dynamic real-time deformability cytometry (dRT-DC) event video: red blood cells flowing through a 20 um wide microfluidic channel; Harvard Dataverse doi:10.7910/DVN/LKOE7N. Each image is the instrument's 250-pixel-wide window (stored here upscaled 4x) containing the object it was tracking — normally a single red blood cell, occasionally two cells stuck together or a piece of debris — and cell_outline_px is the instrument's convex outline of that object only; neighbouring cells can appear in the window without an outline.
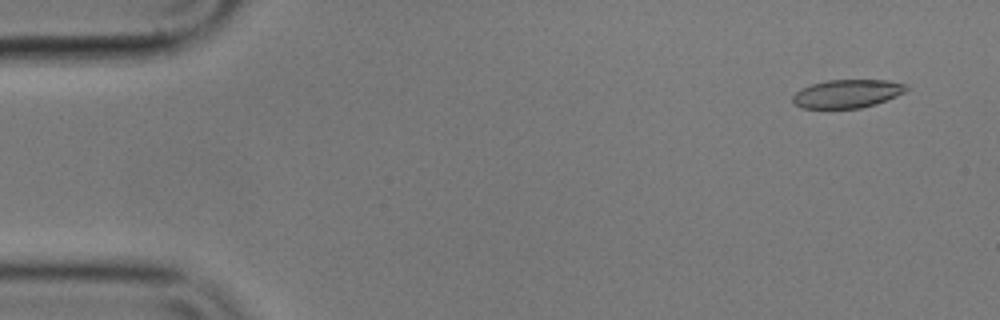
{"species": "common noctule bat (a hibernating species)", "species_latin": "Nyctalus noctula", "temperature_condition": "cold", "stored_images_in_passage": 40, "camera_frame_rate_fps": 3000, "um_per_image_px": 0.085, "animal": {"sex": "male", "body_mass_g": 17.9}, "frame": {"image": 1, "passage_image": 1, "time_ms": 0.0, "image_size_px": [1000, 320], "cell_outline_px": [[908, 88], [904, 92], [896, 96], [876, 104], [860, 108], [800, 108], [792, 100], [792, 96], [796, 92], [812, 84], [828, 80], [888, 80], [908, 84]], "centroid_in_image_um": [72.04, 7.96], "position_along_channel_um": 13.0, "area_um2": 18.67}}
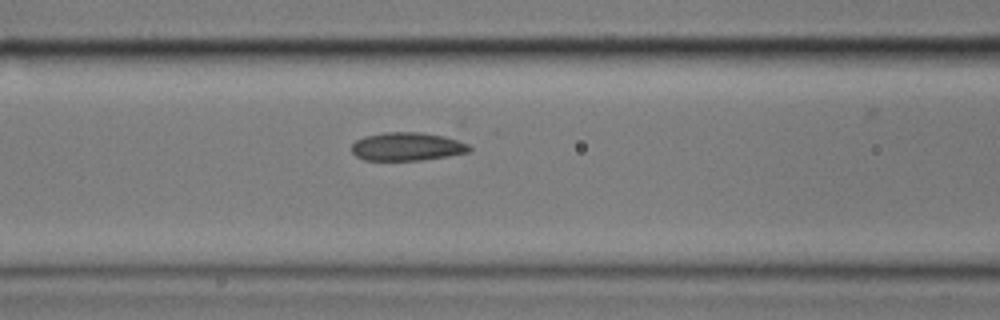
{"frame": {"image": 2, "passage_image": 20, "time_ms": 6.333, "image_size_px": [1000, 320], "cell_outline_px": [[472, 152], [448, 156], [420, 160], [364, 160], [356, 156], [352, 152], [352, 144], [356, 140], [364, 136], [384, 132], [420, 132], [452, 136], [468, 144], [472, 148]], "centroid_in_image_um": [34.67, 12.44], "position_along_channel_um": 131.9, "area_um2": 19.83}}
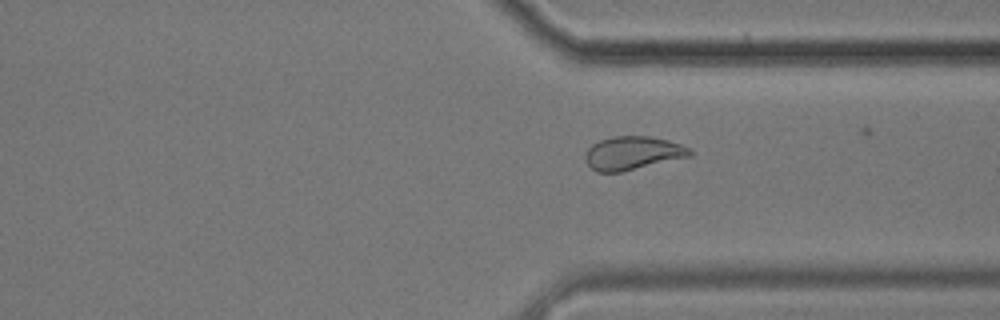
{"frame": {"image": 3, "passage_image": 39, "time_ms": 12.667, "image_size_px": [1000, 320], "cell_outline_px": [[692, 156], [620, 172], [596, 172], [588, 164], [584, 156], [588, 148], [592, 144], [600, 140], [612, 136], [648, 136], [668, 140], [680, 144], [688, 148], [692, 152]], "centroid_in_image_um": [53.77, 13.01], "position_along_channel_um": 357.6, "area_um2": 20.29}}